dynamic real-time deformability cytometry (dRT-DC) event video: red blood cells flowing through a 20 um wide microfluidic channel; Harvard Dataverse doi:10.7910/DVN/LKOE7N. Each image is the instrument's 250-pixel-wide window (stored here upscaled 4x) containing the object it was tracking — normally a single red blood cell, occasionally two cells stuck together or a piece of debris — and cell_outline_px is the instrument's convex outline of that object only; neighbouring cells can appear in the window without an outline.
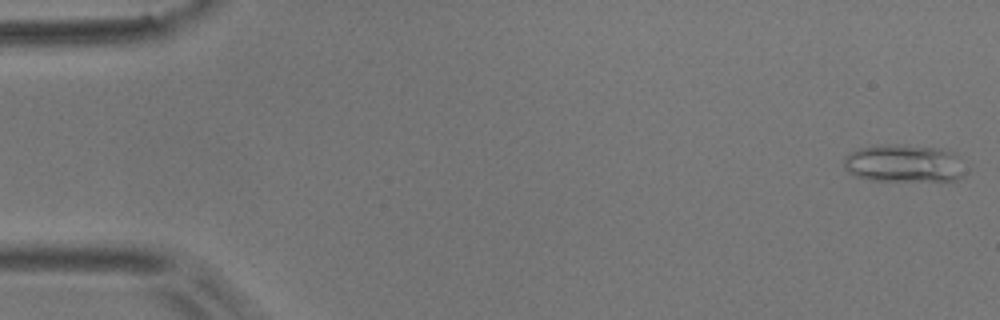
{"species": "common noctule bat (a hibernating species)", "species_latin": "Nyctalus noctula", "temperature_condition": "room temperature", "stored_images_in_passage": 47, "camera_frame_rate_fps": 3000, "um_per_image_px": 0.085, "animal": {"sex": "male", "body_mass_g": 17.9}, "frame": {"image": 1, "passage_image": 1, "time_ms": 0.0, "image_size_px": [1000, 320], "cell_outline_px": [[960, 176], [956, 180], [872, 180], [856, 176], [848, 172], [844, 168], [844, 156], [860, 148], [884, 144], [896, 144], [936, 148], [960, 156]], "centroid_in_image_um": [76.74, 13.88], "position_along_channel_um": 8.3, "area_um2": 26.01}}
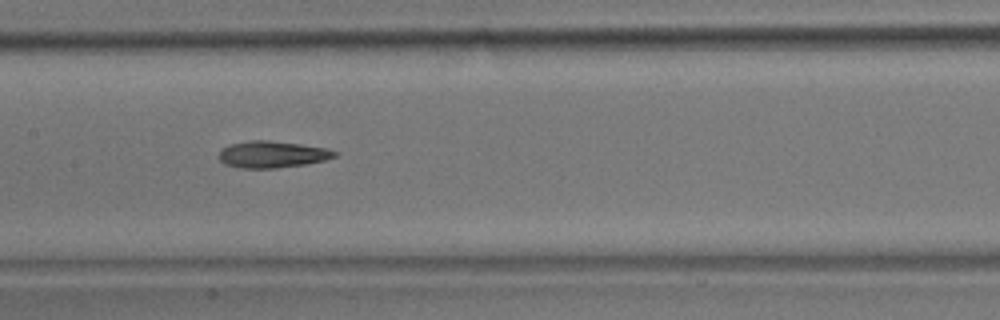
{"frame": {"image": 2, "passage_image": 26, "time_ms": 8.333, "image_size_px": [1000, 320], "cell_outline_px": [[340, 152], [336, 156], [324, 160], [304, 164], [276, 168], [240, 168], [224, 164], [220, 160], [220, 152], [228, 144], [252, 140], [268, 140], [300, 144], [324, 148]], "centroid_in_image_um": [23.13, 13.12], "position_along_channel_um": 184.3, "area_um2": 17.86}}
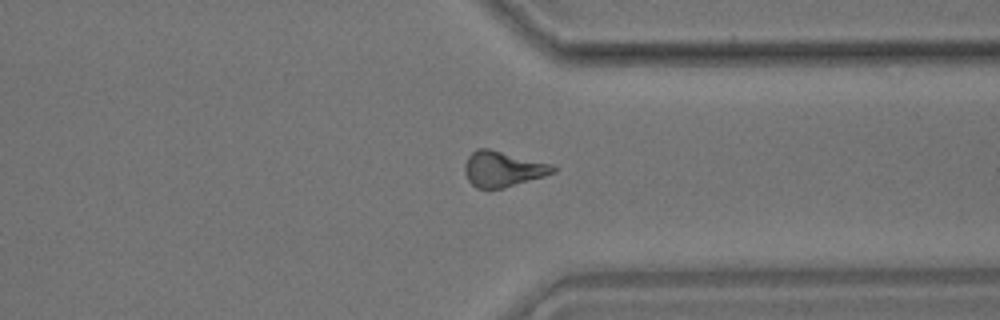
{"frame": {"image": 3, "passage_image": 41, "time_ms": 13.333, "image_size_px": [1000, 320], "cell_outline_px": [[556, 172], [544, 176], [504, 188], [476, 188], [468, 180], [464, 172], [464, 164], [468, 156], [476, 148], [488, 148], [552, 164], [556, 168]], "centroid_in_image_um": [42.72, 14.36], "position_along_channel_um": 368.7, "area_um2": 18.26}}